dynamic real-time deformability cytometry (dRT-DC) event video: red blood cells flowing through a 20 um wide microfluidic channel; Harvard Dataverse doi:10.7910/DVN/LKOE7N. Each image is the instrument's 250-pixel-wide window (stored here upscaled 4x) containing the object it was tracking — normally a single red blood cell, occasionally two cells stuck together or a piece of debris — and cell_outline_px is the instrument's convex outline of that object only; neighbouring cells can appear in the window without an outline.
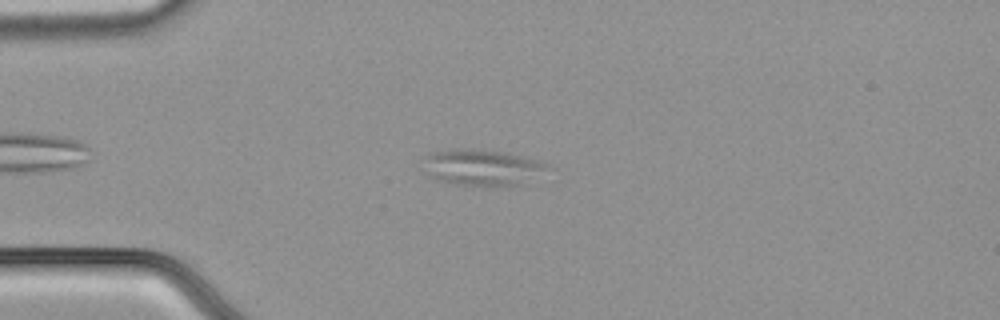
{"species": "common noctule bat (a hibernating species)", "species_latin": "Nyctalus noctula", "temperature_condition": "cold", "stored_images_in_passage": 47, "camera_frame_rate_fps": 3000, "um_per_image_px": 0.085, "animal": {"sex": "male", "body_mass_g": 21.5, "forearm_length_mm": 52.0}, "frame": {"image": 1, "passage_image": 6, "time_ms": 1.667, "image_size_px": [1000, 320], "cell_outline_px": [[548, 164], [544, 168], [524, 184], [508, 188], [492, 188], [456, 184], [436, 180], [432, 176], [424, 156], [428, 152], [456, 148], [472, 148], [508, 152], [540, 160]], "centroid_in_image_um": [41.0, 14.24], "position_along_channel_um": 44.0, "area_um2": 26.53}}
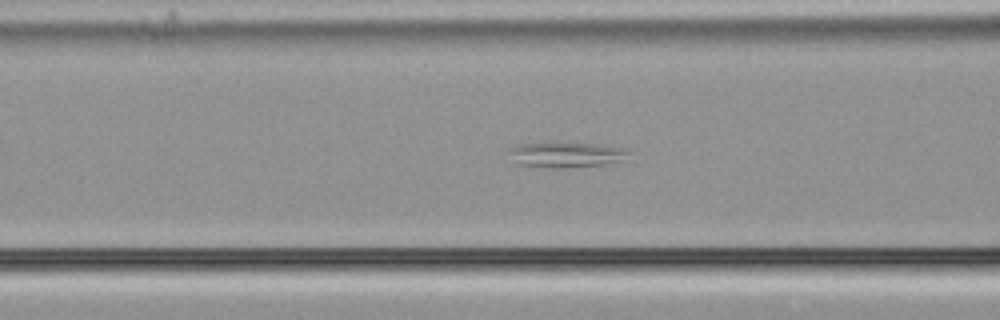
{"frame": {"image": 2, "passage_image": 14, "time_ms": 4.333, "image_size_px": [1000, 320], "cell_outline_px": [[632, 152], [620, 160], [604, 164], [564, 168], [552, 168], [516, 164], [508, 152], [508, 148], [520, 144], [600, 144], [624, 148]], "centroid_in_image_um": [48.1, 13.17], "position_along_channel_um": 118.5, "area_um2": 17.22}}
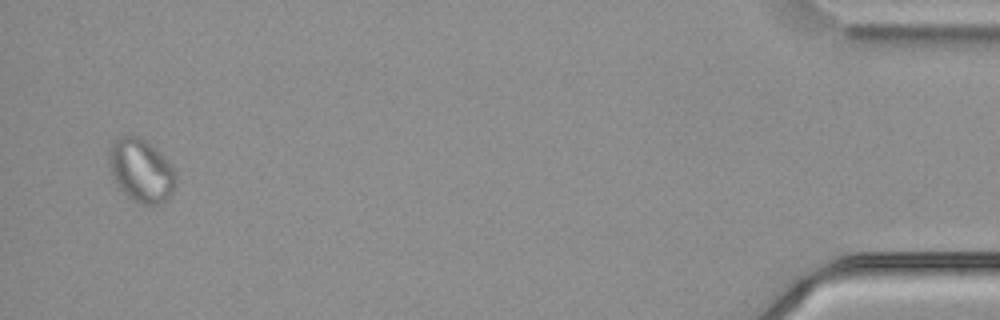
{"frame": {"image": 3, "passage_image": 45, "time_ms": 14.667, "image_size_px": [1000, 320], "cell_outline_px": [[176, 180], [172, 192], [168, 200], [160, 204], [140, 204], [132, 200], [120, 188], [112, 176], [108, 164], [108, 152], [112, 144], [120, 136], [136, 136], [144, 140], [156, 148], [168, 160], [176, 176]], "centroid_in_image_um": [11.99, 14.5], "position_along_channel_um": 423.2, "area_um2": 24.51}, "authors_computed_cell_mechanics": {"area_um2": 20.4034, "velocity_mm_per_s": 3.7784, "shape_relaxation_time_tau1_ms": null, "shape_relaxation_time_tau2_ms": 7.921, "deformation_change_tau1": null, "deformation_change_tau2": 0.1032}}